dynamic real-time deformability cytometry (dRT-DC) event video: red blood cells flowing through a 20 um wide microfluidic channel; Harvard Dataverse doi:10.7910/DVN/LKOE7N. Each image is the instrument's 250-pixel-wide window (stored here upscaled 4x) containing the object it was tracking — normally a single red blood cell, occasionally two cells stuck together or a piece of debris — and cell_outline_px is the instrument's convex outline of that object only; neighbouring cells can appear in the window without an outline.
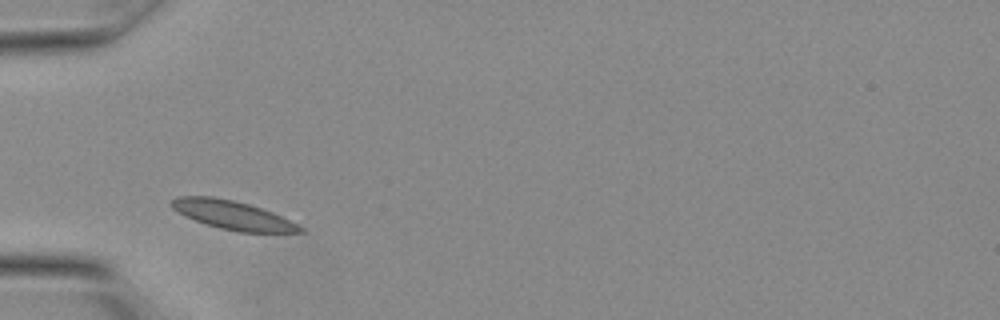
{"species": "Egyptian fruit bat (a non-hibernating species)", "species_latin": "Rousettus aegyptiacus", "temperature_condition": "warm", "stored_images_in_passage": 8, "camera_frame_rate_fps": 3000, "um_per_image_px": 0.085, "animal": {"sex": "female"}, "frame": {"image": 1, "passage_image": 1, "time_ms": 0.0, "image_size_px": [1000, 320], "cell_outline_px": [[308, 232], [240, 232], [220, 228], [204, 224], [184, 216], [176, 212], [168, 204], [172, 200], [180, 196], [212, 196], [232, 200], [248, 204], [272, 212], [304, 228]], "centroid_in_image_um": [19.72, 18.28], "position_along_channel_um": 65.3, "area_um2": 21.39}}
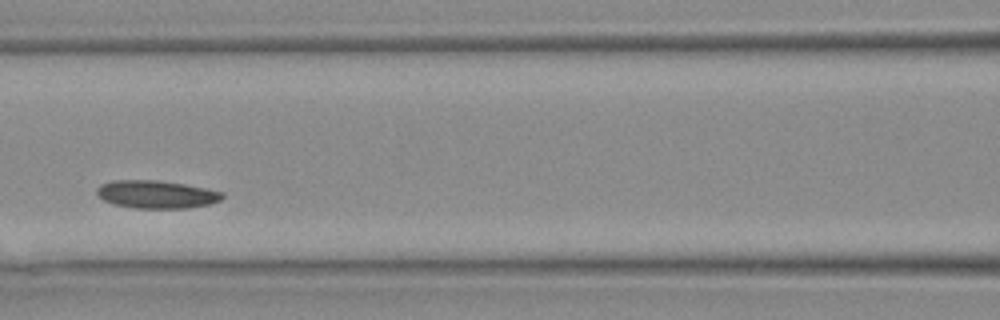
{"frame": {"image": 2, "passage_image": 5, "time_ms": 1.333, "image_size_px": [1000, 320], "cell_outline_px": [[224, 196], [220, 200], [208, 204], [188, 208], [132, 208], [112, 204], [104, 200], [96, 192], [96, 188], [100, 184], [112, 180], [156, 180], [184, 184], [224, 192]], "centroid_in_image_um": [13.26, 16.52], "position_along_channel_um": 153.3, "area_um2": 20.4}}
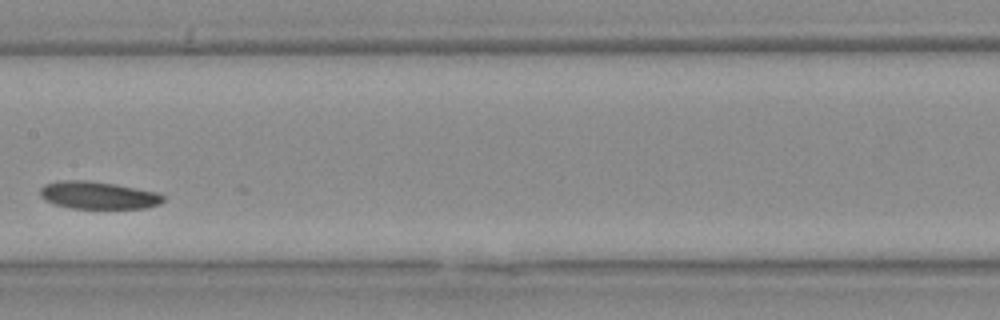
{"frame": {"image": 3, "passage_image": 7, "time_ms": 2.0, "image_size_px": [1000, 320], "cell_outline_px": [[164, 200], [160, 204], [148, 208], [68, 208], [52, 204], [44, 200], [40, 196], [40, 188], [44, 184], [60, 180], [88, 180], [112, 184], [156, 192], [164, 196]], "centroid_in_image_um": [8.29, 16.6], "position_along_channel_um": 199.1, "area_um2": 19.77}}